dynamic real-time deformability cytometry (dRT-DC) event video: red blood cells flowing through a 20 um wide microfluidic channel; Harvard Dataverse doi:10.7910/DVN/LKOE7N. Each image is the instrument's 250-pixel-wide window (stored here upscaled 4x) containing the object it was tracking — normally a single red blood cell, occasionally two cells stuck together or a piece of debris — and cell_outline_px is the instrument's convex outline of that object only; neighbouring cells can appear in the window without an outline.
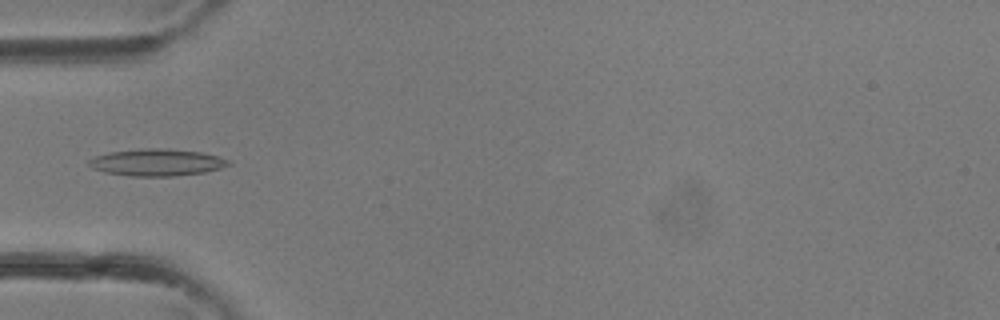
{"species": "common noctule bat (a hibernating species)", "species_latin": "Nyctalus noctula", "temperature_condition": "room temperature", "stored_images_in_passage": 36, "camera_frame_rate_fps": 3000, "um_per_image_px": 0.085, "animal": {"sex": "female"}, "frame": {"image": 1, "passage_image": 12, "time_ms": 3.667, "image_size_px": [1000, 320], "cell_outline_px": [[232, 164], [220, 168], [204, 172], [176, 176], [132, 176], [104, 172], [92, 168], [88, 164], [88, 160], [96, 156], [108, 152], [140, 148], [168, 148], [200, 152], [216, 156], [228, 160]], "centroid_in_image_um": [13.3, 13.8], "position_along_channel_um": 71.7, "area_um2": 21.96}}
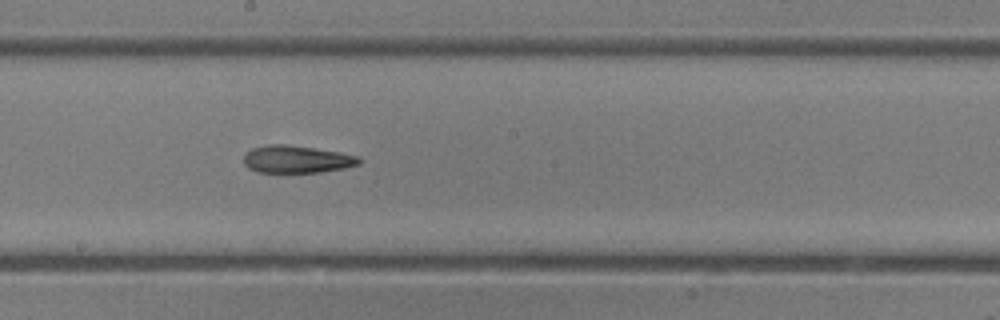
{"frame": {"image": 2, "passage_image": 20, "time_ms": 6.333, "image_size_px": [1000, 320], "cell_outline_px": [[364, 160], [360, 164], [344, 168], [320, 172], [256, 172], [248, 168], [244, 164], [244, 156], [252, 148], [268, 144], [288, 144], [340, 152], [360, 156]], "centroid_in_image_um": [25.26, 13.53], "position_along_channel_um": 222.9, "area_um2": 18.61}}
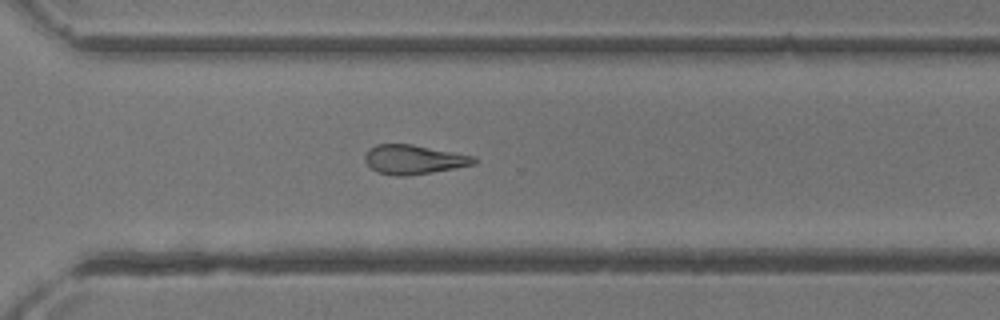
{"frame": {"image": 3, "passage_image": 26, "time_ms": 8.333, "image_size_px": [1000, 320], "cell_outline_px": [[476, 164], [432, 172], [404, 176], [396, 176], [376, 172], [364, 160], [364, 156], [368, 148], [376, 144], [412, 144], [476, 156]], "centroid_in_image_um": [35.16, 13.55], "position_along_channel_um": 335.4, "area_um2": 18.67}}